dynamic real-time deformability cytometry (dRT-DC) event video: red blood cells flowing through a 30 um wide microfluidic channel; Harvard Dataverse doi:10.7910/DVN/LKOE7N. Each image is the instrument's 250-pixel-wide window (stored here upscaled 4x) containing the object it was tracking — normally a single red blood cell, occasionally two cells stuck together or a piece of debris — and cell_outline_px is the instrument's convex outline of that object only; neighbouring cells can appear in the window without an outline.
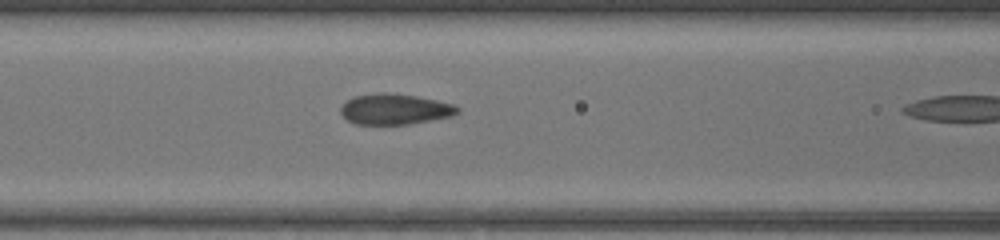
{"species": "common noctule bat (a hibernating species)", "species_latin": "Nyctalus noctula", "temperature_condition": "warm", "stored_images_in_passage": 14, "camera_frame_rate_fps": 3000, "um_per_image_px": 0.085, "animal": {"sex": "female", "body_mass_g": 17.0, "forearm_length_mm": 48.0}, "frame": {"image": 1, "passage_image": 10, "time_ms": 3.0, "image_size_px": [1000, 240], "cell_outline_px": [[460, 112], [452, 116], [408, 124], [356, 124], [348, 120], [340, 112], [340, 108], [348, 100], [356, 96], [384, 92], [416, 96], [436, 100], [452, 104], [460, 108]], "centroid_in_image_um": [33.58, 9.28], "position_along_channel_um": 133.0, "area_um2": 20.58}}